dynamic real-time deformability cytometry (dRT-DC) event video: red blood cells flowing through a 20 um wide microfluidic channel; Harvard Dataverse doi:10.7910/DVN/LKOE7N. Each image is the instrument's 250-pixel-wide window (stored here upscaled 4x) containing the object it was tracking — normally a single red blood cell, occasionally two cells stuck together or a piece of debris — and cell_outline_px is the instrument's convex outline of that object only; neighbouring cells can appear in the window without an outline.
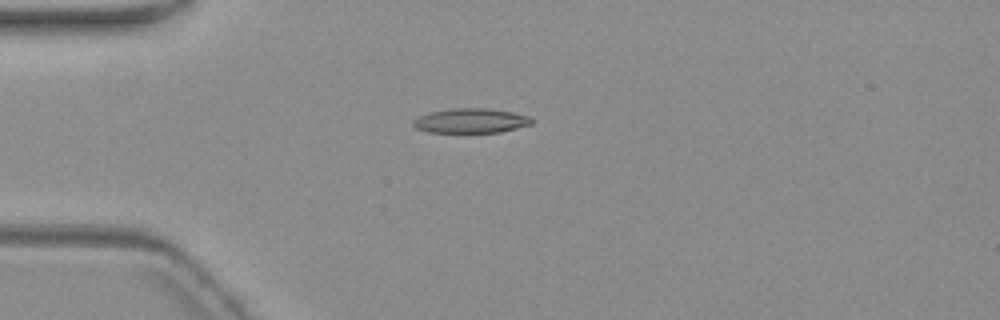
{"species": "common noctule bat (a hibernating species)", "species_latin": "Nyctalus noctula", "temperature_condition": "warm", "stored_images_in_passage": 6, "camera_frame_rate_fps": 3000, "um_per_image_px": 0.085, "animal": {"sex": "female", "body_mass_g": 19.3, "forearm_length_mm": 54.1}, "frame": {"image": 1, "passage_image": 5, "time_ms": 5.0, "image_size_px": [1000, 320], "cell_outline_px": [[536, 120], [532, 124], [500, 132], [428, 132], [416, 128], [412, 124], [412, 120], [428, 112], [452, 108], [488, 108], [512, 112], [528, 116]], "centroid_in_image_um": [40.02, 10.25], "position_along_channel_um": 45.0, "area_um2": 17.05}}